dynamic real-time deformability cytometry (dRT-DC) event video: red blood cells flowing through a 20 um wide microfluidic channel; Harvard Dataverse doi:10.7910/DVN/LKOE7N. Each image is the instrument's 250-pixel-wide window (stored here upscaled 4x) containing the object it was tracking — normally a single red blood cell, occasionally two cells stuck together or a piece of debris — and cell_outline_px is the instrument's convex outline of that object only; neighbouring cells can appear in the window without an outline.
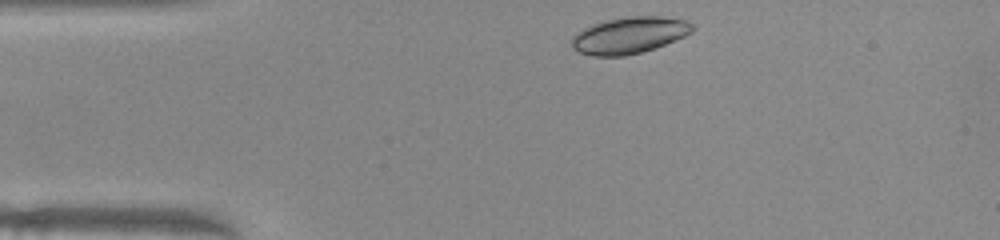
{"species": "common noctule bat (a hibernating species)", "species_latin": "Nyctalus noctula", "temperature_condition": "warm", "stored_images_in_passage": 43, "camera_frame_rate_fps": 3000, "um_per_image_px": 0.085, "animal": {"sex": "female", "body_mass_g": 22.0, "forearm_length_mm": 56.7}, "frame": {"image": 1, "passage_image": 2, "time_ms": 0.333, "image_size_px": [1000, 240], "cell_outline_px": [[696, 28], [692, 32], [684, 36], [656, 48], [624, 56], [592, 56], [580, 52], [572, 48], [572, 36], [584, 28], [592, 24], [604, 20], [628, 16], [660, 16], [688, 20]], "centroid_in_image_um": [53.51, 2.99], "position_along_channel_um": 31.5, "area_um2": 25.84}}
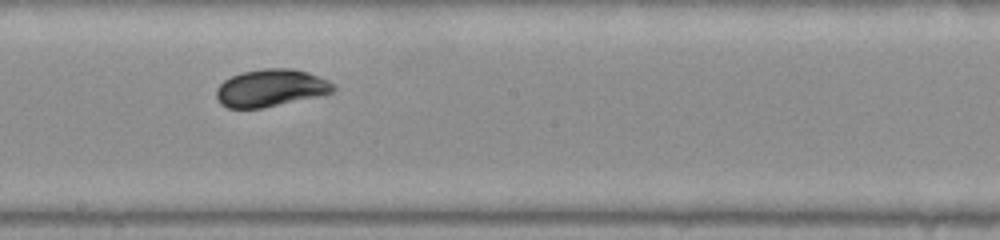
{"frame": {"image": 2, "passage_image": 20, "time_ms": 6.333, "image_size_px": [1000, 240], "cell_outline_px": [[336, 88], [332, 92], [320, 96], [264, 108], [228, 108], [220, 104], [216, 96], [216, 88], [224, 80], [240, 72], [264, 68], [292, 68], [308, 72], [320, 76], [336, 84]], "centroid_in_image_um": [23.04, 7.47], "position_along_channel_um": 225.2, "area_um2": 25.84}}
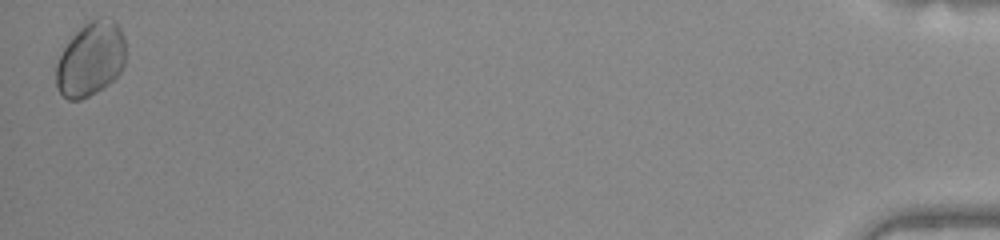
{"frame": {"image": 3, "passage_image": 43, "time_ms": 14.0, "image_size_px": [1000, 240], "cell_outline_px": [[124, 68], [108, 84], [96, 92], [80, 100], [68, 100], [60, 92], [56, 84], [56, 64], [64, 48], [72, 36], [84, 24], [96, 16], [100, 16], [116, 24], [120, 28], [124, 36]], "centroid_in_image_um": [7.7, 5.03], "position_along_channel_um": 427.5, "area_um2": 29.82}, "authors_computed_cell_mechanics": {"area_um2": 25.6054, "velocity_mm_per_s": 3.9418, "shape_relaxation_time_tau1_ms": 1.7951, "shape_relaxation_time_tau2_ms": 1.8824, "deformation_change_tau1": 0.089, "deformation_change_tau2": 0.0553}}